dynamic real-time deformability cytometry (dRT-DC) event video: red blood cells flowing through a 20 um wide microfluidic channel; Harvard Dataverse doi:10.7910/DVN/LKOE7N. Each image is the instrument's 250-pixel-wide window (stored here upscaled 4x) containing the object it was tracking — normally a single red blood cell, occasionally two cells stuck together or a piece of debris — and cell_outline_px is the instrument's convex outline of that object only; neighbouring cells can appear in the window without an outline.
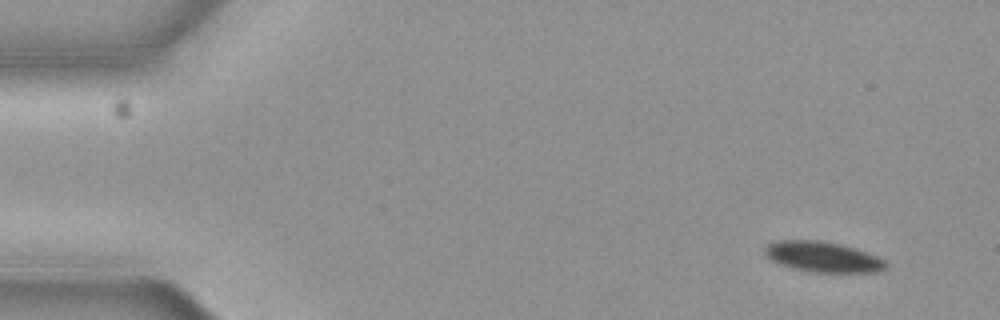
{"species": "common noctule bat (a hibernating species)", "species_latin": "Nyctalus noctula", "temperature_condition": "cold", "stored_images_in_passage": 4, "camera_frame_rate_fps": 3000, "um_per_image_px": 0.085, "animal": {"sex": "female", "body_mass_g": 19.3, "forearm_length_mm": 54.1}, "frame": {"image": 1, "passage_image": 1, "time_ms": 0.0, "image_size_px": [1000, 320], "cell_outline_px": [[888, 268], [880, 272], [812, 272], [792, 268], [780, 264], [772, 260], [764, 252], [764, 248], [768, 244], [776, 240], [820, 240], [840, 244], [856, 248], [876, 256], [884, 260], [888, 264]], "centroid_in_image_um": [69.97, 21.83], "position_along_channel_um": 15.0, "area_um2": 21.56}}